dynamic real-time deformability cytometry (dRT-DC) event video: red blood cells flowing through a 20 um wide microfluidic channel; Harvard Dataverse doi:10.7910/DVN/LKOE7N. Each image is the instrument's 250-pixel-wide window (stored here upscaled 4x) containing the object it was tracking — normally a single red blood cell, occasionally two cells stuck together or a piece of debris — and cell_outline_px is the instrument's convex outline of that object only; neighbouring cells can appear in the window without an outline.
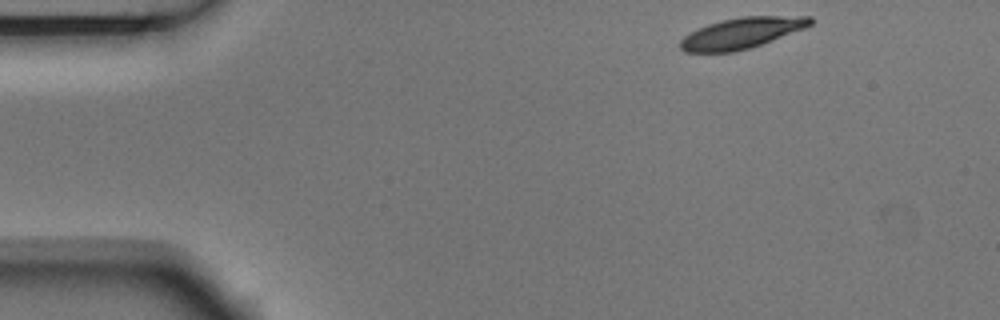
{"species": "Egyptian fruit bat (a non-hibernating species)", "species_latin": "Rousettus aegyptiacus", "temperature_condition": "room temperature", "stored_images_in_passage": 4, "camera_frame_rate_fps": 3000, "um_per_image_px": 0.085, "animal": {"sex": "male"}, "frame": {"image": 1, "passage_image": 1, "time_ms": 0.0, "image_size_px": [1000, 320], "cell_outline_px": [[812, 24], [804, 28], [772, 40], [748, 48], [732, 52], [684, 52], [680, 48], [680, 40], [684, 36], [708, 24], [720, 20], [740, 16], [812, 16]], "centroid_in_image_um": [63.03, 2.8], "position_along_channel_um": 22.0, "area_um2": 23.12}}
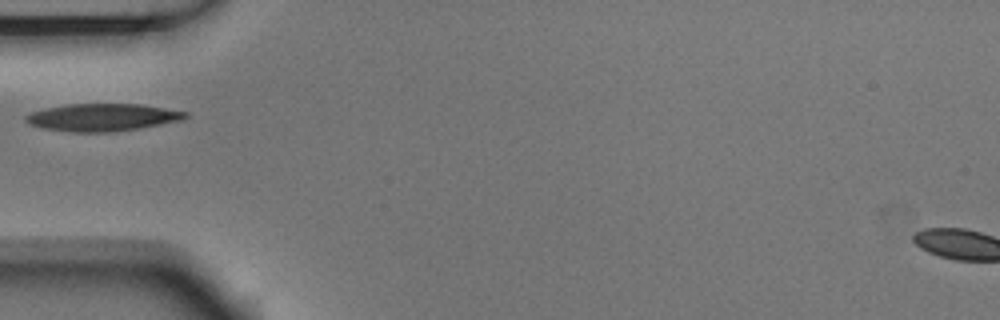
{"frame": {"image": 2, "passage_image": 4, "time_ms": 1.0, "image_size_px": [1000, 320], "cell_outline_px": [[188, 116], [180, 120], [140, 128], [116, 132], [72, 132], [44, 128], [28, 124], [24, 120], [24, 116], [32, 112], [44, 108], [68, 104], [140, 104], [188, 112]], "centroid_in_image_um": [8.67, 9.97], "position_along_channel_um": 76.3, "area_um2": 25.49}}